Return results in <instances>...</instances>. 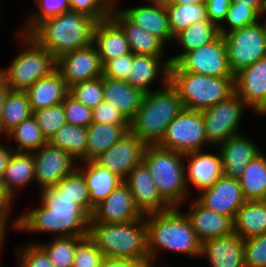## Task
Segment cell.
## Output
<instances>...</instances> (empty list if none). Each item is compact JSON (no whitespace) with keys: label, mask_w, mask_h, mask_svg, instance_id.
I'll return each instance as SVG.
<instances>
[{"label":"cell","mask_w":266,"mask_h":267,"mask_svg":"<svg viewBox=\"0 0 266 267\" xmlns=\"http://www.w3.org/2000/svg\"><path fill=\"white\" fill-rule=\"evenodd\" d=\"M26 93L33 111L61 104L69 93V88L55 70L49 76L40 78Z\"/></svg>","instance_id":"30"},{"label":"cell","mask_w":266,"mask_h":267,"mask_svg":"<svg viewBox=\"0 0 266 267\" xmlns=\"http://www.w3.org/2000/svg\"><path fill=\"white\" fill-rule=\"evenodd\" d=\"M169 72L234 77L228 64L227 49L221 34L214 41L187 52L177 63L170 64Z\"/></svg>","instance_id":"12"},{"label":"cell","mask_w":266,"mask_h":267,"mask_svg":"<svg viewBox=\"0 0 266 267\" xmlns=\"http://www.w3.org/2000/svg\"><path fill=\"white\" fill-rule=\"evenodd\" d=\"M233 231L243 240L266 233V200L246 201L233 219Z\"/></svg>","instance_id":"32"},{"label":"cell","mask_w":266,"mask_h":267,"mask_svg":"<svg viewBox=\"0 0 266 267\" xmlns=\"http://www.w3.org/2000/svg\"><path fill=\"white\" fill-rule=\"evenodd\" d=\"M191 199L193 200H190L191 203L187 208L189 211L184 213L201 243L205 240L224 237L234 232L233 219L231 217L207 209L196 199Z\"/></svg>","instance_id":"23"},{"label":"cell","mask_w":266,"mask_h":267,"mask_svg":"<svg viewBox=\"0 0 266 267\" xmlns=\"http://www.w3.org/2000/svg\"><path fill=\"white\" fill-rule=\"evenodd\" d=\"M12 148L0 141V177H3Z\"/></svg>","instance_id":"58"},{"label":"cell","mask_w":266,"mask_h":267,"mask_svg":"<svg viewBox=\"0 0 266 267\" xmlns=\"http://www.w3.org/2000/svg\"><path fill=\"white\" fill-rule=\"evenodd\" d=\"M17 34L16 39L23 46L21 52L14 56L10 66L0 68V75L10 90L27 91L40 78L56 70V58L28 34Z\"/></svg>","instance_id":"7"},{"label":"cell","mask_w":266,"mask_h":267,"mask_svg":"<svg viewBox=\"0 0 266 267\" xmlns=\"http://www.w3.org/2000/svg\"><path fill=\"white\" fill-rule=\"evenodd\" d=\"M34 158L32 152L13 151L9 157L3 180L6 190L14 198L16 192L35 183ZM30 183V184H29Z\"/></svg>","instance_id":"31"},{"label":"cell","mask_w":266,"mask_h":267,"mask_svg":"<svg viewBox=\"0 0 266 267\" xmlns=\"http://www.w3.org/2000/svg\"><path fill=\"white\" fill-rule=\"evenodd\" d=\"M9 87L6 85L4 78L0 75V121L2 118L3 106Z\"/></svg>","instance_id":"59"},{"label":"cell","mask_w":266,"mask_h":267,"mask_svg":"<svg viewBox=\"0 0 266 267\" xmlns=\"http://www.w3.org/2000/svg\"><path fill=\"white\" fill-rule=\"evenodd\" d=\"M263 19L222 35L233 75L266 57V17Z\"/></svg>","instance_id":"9"},{"label":"cell","mask_w":266,"mask_h":267,"mask_svg":"<svg viewBox=\"0 0 266 267\" xmlns=\"http://www.w3.org/2000/svg\"><path fill=\"white\" fill-rule=\"evenodd\" d=\"M231 4V0H207L208 20L219 27L225 20Z\"/></svg>","instance_id":"53"},{"label":"cell","mask_w":266,"mask_h":267,"mask_svg":"<svg viewBox=\"0 0 266 267\" xmlns=\"http://www.w3.org/2000/svg\"><path fill=\"white\" fill-rule=\"evenodd\" d=\"M158 146L182 155L209 148L202 111L183 108L168 124Z\"/></svg>","instance_id":"10"},{"label":"cell","mask_w":266,"mask_h":267,"mask_svg":"<svg viewBox=\"0 0 266 267\" xmlns=\"http://www.w3.org/2000/svg\"><path fill=\"white\" fill-rule=\"evenodd\" d=\"M69 94L93 110L104 101L102 77L72 85L69 87Z\"/></svg>","instance_id":"45"},{"label":"cell","mask_w":266,"mask_h":267,"mask_svg":"<svg viewBox=\"0 0 266 267\" xmlns=\"http://www.w3.org/2000/svg\"><path fill=\"white\" fill-rule=\"evenodd\" d=\"M33 114L26 91L8 90L6 95L2 118L0 121V138L6 136L23 120Z\"/></svg>","instance_id":"36"},{"label":"cell","mask_w":266,"mask_h":267,"mask_svg":"<svg viewBox=\"0 0 266 267\" xmlns=\"http://www.w3.org/2000/svg\"><path fill=\"white\" fill-rule=\"evenodd\" d=\"M133 53L122 55L116 59L105 61L102 65V76L109 79L126 80L130 75Z\"/></svg>","instance_id":"51"},{"label":"cell","mask_w":266,"mask_h":267,"mask_svg":"<svg viewBox=\"0 0 266 267\" xmlns=\"http://www.w3.org/2000/svg\"><path fill=\"white\" fill-rule=\"evenodd\" d=\"M123 182L129 187L136 207L143 215L172 208L158 192L151 174L142 162L131 169Z\"/></svg>","instance_id":"18"},{"label":"cell","mask_w":266,"mask_h":267,"mask_svg":"<svg viewBox=\"0 0 266 267\" xmlns=\"http://www.w3.org/2000/svg\"><path fill=\"white\" fill-rule=\"evenodd\" d=\"M110 17L122 28L130 50L133 54L166 56L165 43L157 36L150 34L140 26L130 22L113 4Z\"/></svg>","instance_id":"27"},{"label":"cell","mask_w":266,"mask_h":267,"mask_svg":"<svg viewBox=\"0 0 266 267\" xmlns=\"http://www.w3.org/2000/svg\"><path fill=\"white\" fill-rule=\"evenodd\" d=\"M169 83L184 108L204 111L235 93L234 77H212L192 72H169Z\"/></svg>","instance_id":"8"},{"label":"cell","mask_w":266,"mask_h":267,"mask_svg":"<svg viewBox=\"0 0 266 267\" xmlns=\"http://www.w3.org/2000/svg\"><path fill=\"white\" fill-rule=\"evenodd\" d=\"M119 2L120 0H113V4L130 22L157 36L165 44L173 43L174 37L171 34L165 5L145 3L131 8H120Z\"/></svg>","instance_id":"22"},{"label":"cell","mask_w":266,"mask_h":267,"mask_svg":"<svg viewBox=\"0 0 266 267\" xmlns=\"http://www.w3.org/2000/svg\"><path fill=\"white\" fill-rule=\"evenodd\" d=\"M235 93L254 112L266 98V57L234 75Z\"/></svg>","instance_id":"25"},{"label":"cell","mask_w":266,"mask_h":267,"mask_svg":"<svg viewBox=\"0 0 266 267\" xmlns=\"http://www.w3.org/2000/svg\"><path fill=\"white\" fill-rule=\"evenodd\" d=\"M69 4L71 10L88 15L98 22L110 16L113 0H69Z\"/></svg>","instance_id":"50"},{"label":"cell","mask_w":266,"mask_h":267,"mask_svg":"<svg viewBox=\"0 0 266 267\" xmlns=\"http://www.w3.org/2000/svg\"><path fill=\"white\" fill-rule=\"evenodd\" d=\"M261 19L262 17L252 7L232 3L225 20L219 26V33L223 35L231 30L256 24Z\"/></svg>","instance_id":"43"},{"label":"cell","mask_w":266,"mask_h":267,"mask_svg":"<svg viewBox=\"0 0 266 267\" xmlns=\"http://www.w3.org/2000/svg\"><path fill=\"white\" fill-rule=\"evenodd\" d=\"M92 111L93 122L113 125H129L126 118L108 101L104 100Z\"/></svg>","instance_id":"52"},{"label":"cell","mask_w":266,"mask_h":267,"mask_svg":"<svg viewBox=\"0 0 266 267\" xmlns=\"http://www.w3.org/2000/svg\"><path fill=\"white\" fill-rule=\"evenodd\" d=\"M207 0H171L170 4H191L198 3L203 4L206 3Z\"/></svg>","instance_id":"60"},{"label":"cell","mask_w":266,"mask_h":267,"mask_svg":"<svg viewBox=\"0 0 266 267\" xmlns=\"http://www.w3.org/2000/svg\"><path fill=\"white\" fill-rule=\"evenodd\" d=\"M62 103L67 123L87 128L93 122L92 109L81 104L69 93Z\"/></svg>","instance_id":"49"},{"label":"cell","mask_w":266,"mask_h":267,"mask_svg":"<svg viewBox=\"0 0 266 267\" xmlns=\"http://www.w3.org/2000/svg\"><path fill=\"white\" fill-rule=\"evenodd\" d=\"M244 266L266 267V233L243 240Z\"/></svg>","instance_id":"48"},{"label":"cell","mask_w":266,"mask_h":267,"mask_svg":"<svg viewBox=\"0 0 266 267\" xmlns=\"http://www.w3.org/2000/svg\"><path fill=\"white\" fill-rule=\"evenodd\" d=\"M231 3L252 7L262 18L266 17V0H231Z\"/></svg>","instance_id":"56"},{"label":"cell","mask_w":266,"mask_h":267,"mask_svg":"<svg viewBox=\"0 0 266 267\" xmlns=\"http://www.w3.org/2000/svg\"><path fill=\"white\" fill-rule=\"evenodd\" d=\"M102 87L104 100L111 103L130 122L141 106L145 93L134 88L126 80L103 76Z\"/></svg>","instance_id":"28"},{"label":"cell","mask_w":266,"mask_h":267,"mask_svg":"<svg viewBox=\"0 0 266 267\" xmlns=\"http://www.w3.org/2000/svg\"><path fill=\"white\" fill-rule=\"evenodd\" d=\"M200 257L208 259L210 267H245L244 243L236 233L205 240Z\"/></svg>","instance_id":"24"},{"label":"cell","mask_w":266,"mask_h":267,"mask_svg":"<svg viewBox=\"0 0 266 267\" xmlns=\"http://www.w3.org/2000/svg\"><path fill=\"white\" fill-rule=\"evenodd\" d=\"M253 114H257L259 116H266V98L263 103L253 112Z\"/></svg>","instance_id":"61"},{"label":"cell","mask_w":266,"mask_h":267,"mask_svg":"<svg viewBox=\"0 0 266 267\" xmlns=\"http://www.w3.org/2000/svg\"><path fill=\"white\" fill-rule=\"evenodd\" d=\"M12 215L11 210H5V209H0V254H1V248L5 244L6 240V235H7V230L9 226V220L10 216ZM1 257V256H0Z\"/></svg>","instance_id":"55"},{"label":"cell","mask_w":266,"mask_h":267,"mask_svg":"<svg viewBox=\"0 0 266 267\" xmlns=\"http://www.w3.org/2000/svg\"><path fill=\"white\" fill-rule=\"evenodd\" d=\"M103 258L95 242L87 235L76 244L73 267H99Z\"/></svg>","instance_id":"47"},{"label":"cell","mask_w":266,"mask_h":267,"mask_svg":"<svg viewBox=\"0 0 266 267\" xmlns=\"http://www.w3.org/2000/svg\"><path fill=\"white\" fill-rule=\"evenodd\" d=\"M246 201L266 200V153L261 151L238 178Z\"/></svg>","instance_id":"35"},{"label":"cell","mask_w":266,"mask_h":267,"mask_svg":"<svg viewBox=\"0 0 266 267\" xmlns=\"http://www.w3.org/2000/svg\"><path fill=\"white\" fill-rule=\"evenodd\" d=\"M145 221L148 229V252L150 262L154 267H160V265L161 267H170L165 265L163 261L160 262L161 264H156L163 250L179 255L185 254L196 259L197 257L200 258L201 242L197 238L188 217L179 207L147 214Z\"/></svg>","instance_id":"2"},{"label":"cell","mask_w":266,"mask_h":267,"mask_svg":"<svg viewBox=\"0 0 266 267\" xmlns=\"http://www.w3.org/2000/svg\"><path fill=\"white\" fill-rule=\"evenodd\" d=\"M149 2V4H159V5H167L171 2V0H144Z\"/></svg>","instance_id":"62"},{"label":"cell","mask_w":266,"mask_h":267,"mask_svg":"<svg viewBox=\"0 0 266 267\" xmlns=\"http://www.w3.org/2000/svg\"><path fill=\"white\" fill-rule=\"evenodd\" d=\"M14 198L9 194L5 188L4 180L0 177V209L12 210Z\"/></svg>","instance_id":"57"},{"label":"cell","mask_w":266,"mask_h":267,"mask_svg":"<svg viewBox=\"0 0 266 267\" xmlns=\"http://www.w3.org/2000/svg\"><path fill=\"white\" fill-rule=\"evenodd\" d=\"M171 34L174 37L179 32L187 29L191 24L209 21L206 3L198 4H167L165 5Z\"/></svg>","instance_id":"38"},{"label":"cell","mask_w":266,"mask_h":267,"mask_svg":"<svg viewBox=\"0 0 266 267\" xmlns=\"http://www.w3.org/2000/svg\"><path fill=\"white\" fill-rule=\"evenodd\" d=\"M5 137L15 142L16 146L10 147L18 152H34L48 142L33 116L23 120Z\"/></svg>","instance_id":"39"},{"label":"cell","mask_w":266,"mask_h":267,"mask_svg":"<svg viewBox=\"0 0 266 267\" xmlns=\"http://www.w3.org/2000/svg\"><path fill=\"white\" fill-rule=\"evenodd\" d=\"M96 21L80 12L66 11L39 22L28 35L57 59L92 43Z\"/></svg>","instance_id":"3"},{"label":"cell","mask_w":266,"mask_h":267,"mask_svg":"<svg viewBox=\"0 0 266 267\" xmlns=\"http://www.w3.org/2000/svg\"><path fill=\"white\" fill-rule=\"evenodd\" d=\"M17 267H55L45 250L35 242H27L23 247L16 246Z\"/></svg>","instance_id":"46"},{"label":"cell","mask_w":266,"mask_h":267,"mask_svg":"<svg viewBox=\"0 0 266 267\" xmlns=\"http://www.w3.org/2000/svg\"><path fill=\"white\" fill-rule=\"evenodd\" d=\"M102 63L93 43L67 52L56 59V70L67 87L102 77Z\"/></svg>","instance_id":"13"},{"label":"cell","mask_w":266,"mask_h":267,"mask_svg":"<svg viewBox=\"0 0 266 267\" xmlns=\"http://www.w3.org/2000/svg\"><path fill=\"white\" fill-rule=\"evenodd\" d=\"M32 116L40 127L47 141L55 132L67 123L63 103L44 109L33 110Z\"/></svg>","instance_id":"44"},{"label":"cell","mask_w":266,"mask_h":267,"mask_svg":"<svg viewBox=\"0 0 266 267\" xmlns=\"http://www.w3.org/2000/svg\"><path fill=\"white\" fill-rule=\"evenodd\" d=\"M170 64L171 60L166 56L133 54L132 68L126 81L145 94L154 91L151 87L155 81L159 88H163L169 83Z\"/></svg>","instance_id":"20"},{"label":"cell","mask_w":266,"mask_h":267,"mask_svg":"<svg viewBox=\"0 0 266 267\" xmlns=\"http://www.w3.org/2000/svg\"><path fill=\"white\" fill-rule=\"evenodd\" d=\"M39 191V207L17 215V219L11 222L14 230L51 233L53 237L88 235L91 217L74 200L61 194L54 186Z\"/></svg>","instance_id":"1"},{"label":"cell","mask_w":266,"mask_h":267,"mask_svg":"<svg viewBox=\"0 0 266 267\" xmlns=\"http://www.w3.org/2000/svg\"><path fill=\"white\" fill-rule=\"evenodd\" d=\"M184 108L177 91L168 83L144 95L141 106L129 122V131L146 146L158 145L168 124Z\"/></svg>","instance_id":"5"},{"label":"cell","mask_w":266,"mask_h":267,"mask_svg":"<svg viewBox=\"0 0 266 267\" xmlns=\"http://www.w3.org/2000/svg\"><path fill=\"white\" fill-rule=\"evenodd\" d=\"M128 132L129 125L92 122L87 127L86 161H93Z\"/></svg>","instance_id":"33"},{"label":"cell","mask_w":266,"mask_h":267,"mask_svg":"<svg viewBox=\"0 0 266 267\" xmlns=\"http://www.w3.org/2000/svg\"><path fill=\"white\" fill-rule=\"evenodd\" d=\"M244 134L231 136L216 147L221 154L223 175L227 177H241L249 162L262 151Z\"/></svg>","instance_id":"21"},{"label":"cell","mask_w":266,"mask_h":267,"mask_svg":"<svg viewBox=\"0 0 266 267\" xmlns=\"http://www.w3.org/2000/svg\"><path fill=\"white\" fill-rule=\"evenodd\" d=\"M36 10L28 11L25 23L17 32L28 34L42 20L71 10L69 0H34Z\"/></svg>","instance_id":"42"},{"label":"cell","mask_w":266,"mask_h":267,"mask_svg":"<svg viewBox=\"0 0 266 267\" xmlns=\"http://www.w3.org/2000/svg\"><path fill=\"white\" fill-rule=\"evenodd\" d=\"M54 187L61 194L74 200V203L78 204L91 217L88 188L83 175L77 169L60 180Z\"/></svg>","instance_id":"41"},{"label":"cell","mask_w":266,"mask_h":267,"mask_svg":"<svg viewBox=\"0 0 266 267\" xmlns=\"http://www.w3.org/2000/svg\"><path fill=\"white\" fill-rule=\"evenodd\" d=\"M34 158L35 185L40 190L55 186L77 167V162L64 150L47 142L39 150L32 152Z\"/></svg>","instance_id":"14"},{"label":"cell","mask_w":266,"mask_h":267,"mask_svg":"<svg viewBox=\"0 0 266 267\" xmlns=\"http://www.w3.org/2000/svg\"><path fill=\"white\" fill-rule=\"evenodd\" d=\"M92 43L102 64L131 53L124 31L110 16L95 23Z\"/></svg>","instance_id":"26"},{"label":"cell","mask_w":266,"mask_h":267,"mask_svg":"<svg viewBox=\"0 0 266 267\" xmlns=\"http://www.w3.org/2000/svg\"><path fill=\"white\" fill-rule=\"evenodd\" d=\"M88 236L104 257L150 262L145 215L124 223H90Z\"/></svg>","instance_id":"4"},{"label":"cell","mask_w":266,"mask_h":267,"mask_svg":"<svg viewBox=\"0 0 266 267\" xmlns=\"http://www.w3.org/2000/svg\"><path fill=\"white\" fill-rule=\"evenodd\" d=\"M142 163L151 174L158 192L171 207L182 208L192 198L185 180L184 155L158 145H148Z\"/></svg>","instance_id":"6"},{"label":"cell","mask_w":266,"mask_h":267,"mask_svg":"<svg viewBox=\"0 0 266 267\" xmlns=\"http://www.w3.org/2000/svg\"><path fill=\"white\" fill-rule=\"evenodd\" d=\"M129 187L122 182L94 207L90 223H124L142 218Z\"/></svg>","instance_id":"17"},{"label":"cell","mask_w":266,"mask_h":267,"mask_svg":"<svg viewBox=\"0 0 266 267\" xmlns=\"http://www.w3.org/2000/svg\"><path fill=\"white\" fill-rule=\"evenodd\" d=\"M145 147L146 145L129 131L93 161L124 181L131 169L142 162Z\"/></svg>","instance_id":"15"},{"label":"cell","mask_w":266,"mask_h":267,"mask_svg":"<svg viewBox=\"0 0 266 267\" xmlns=\"http://www.w3.org/2000/svg\"><path fill=\"white\" fill-rule=\"evenodd\" d=\"M83 237H52L49 243L45 242H36L38 243L47 253L50 262L55 267H73V259L76 249V244Z\"/></svg>","instance_id":"40"},{"label":"cell","mask_w":266,"mask_h":267,"mask_svg":"<svg viewBox=\"0 0 266 267\" xmlns=\"http://www.w3.org/2000/svg\"><path fill=\"white\" fill-rule=\"evenodd\" d=\"M216 150L218 154L200 150L184 155L185 180L190 195L194 188L198 191L208 188L223 175L221 154L218 148Z\"/></svg>","instance_id":"19"},{"label":"cell","mask_w":266,"mask_h":267,"mask_svg":"<svg viewBox=\"0 0 266 267\" xmlns=\"http://www.w3.org/2000/svg\"><path fill=\"white\" fill-rule=\"evenodd\" d=\"M246 109L250 108L234 93L228 99L202 111L205 134L212 148L231 136L242 133L239 127Z\"/></svg>","instance_id":"11"},{"label":"cell","mask_w":266,"mask_h":267,"mask_svg":"<svg viewBox=\"0 0 266 267\" xmlns=\"http://www.w3.org/2000/svg\"><path fill=\"white\" fill-rule=\"evenodd\" d=\"M219 35V27L210 21L191 24L174 36L173 42L182 49V52L170 57L171 64L177 63L187 52L214 41Z\"/></svg>","instance_id":"34"},{"label":"cell","mask_w":266,"mask_h":267,"mask_svg":"<svg viewBox=\"0 0 266 267\" xmlns=\"http://www.w3.org/2000/svg\"><path fill=\"white\" fill-rule=\"evenodd\" d=\"M99 267H154L151 262L104 257Z\"/></svg>","instance_id":"54"},{"label":"cell","mask_w":266,"mask_h":267,"mask_svg":"<svg viewBox=\"0 0 266 267\" xmlns=\"http://www.w3.org/2000/svg\"><path fill=\"white\" fill-rule=\"evenodd\" d=\"M197 195L195 199L202 206L232 219L246 202L238 179L225 175L212 186L199 191Z\"/></svg>","instance_id":"16"},{"label":"cell","mask_w":266,"mask_h":267,"mask_svg":"<svg viewBox=\"0 0 266 267\" xmlns=\"http://www.w3.org/2000/svg\"><path fill=\"white\" fill-rule=\"evenodd\" d=\"M76 169L83 175L88 188L91 215L94 207L123 182L109 169L98 166L94 161L79 162Z\"/></svg>","instance_id":"29"},{"label":"cell","mask_w":266,"mask_h":267,"mask_svg":"<svg viewBox=\"0 0 266 267\" xmlns=\"http://www.w3.org/2000/svg\"><path fill=\"white\" fill-rule=\"evenodd\" d=\"M48 142L66 151L77 163L86 161L87 128L66 123Z\"/></svg>","instance_id":"37"}]
</instances>
